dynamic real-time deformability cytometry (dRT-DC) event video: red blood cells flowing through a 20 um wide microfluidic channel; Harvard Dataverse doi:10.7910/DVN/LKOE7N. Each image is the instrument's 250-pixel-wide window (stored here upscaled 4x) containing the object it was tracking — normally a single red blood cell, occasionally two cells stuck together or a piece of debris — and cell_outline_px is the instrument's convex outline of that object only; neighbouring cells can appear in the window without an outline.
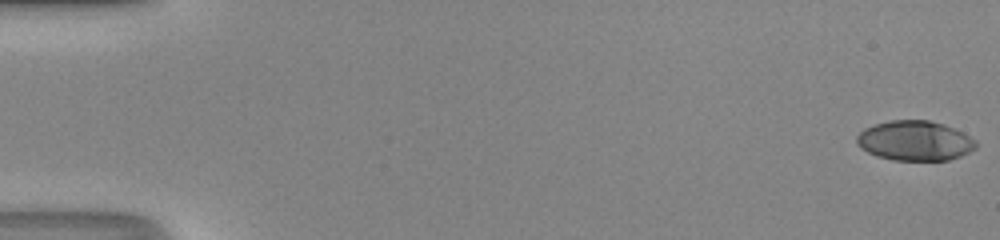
{"species": "human", "species_latin": "Homo sapiens", "temperature_condition": "room temperature", "stored_images_in_passage": 51, "camera_frame_rate_fps": 3000, "um_per_image_px": 0.085, "donor": {"sex": "male"}, "frame": {"image": 1, "passage_image": 1, "time_ms": 0.0, "image_size_px": [1000, 240], "cell_outline_px": [[976, 148], [960, 156], [948, 160], [892, 160], [876, 156], [860, 148], [856, 144], [856, 136], [864, 128], [876, 124], [892, 120], [928, 120], [944, 124], [976, 140]], "centroid_in_image_um": [77.72, 11.97], "position_along_channel_um": 7.3, "area_um2": 27.57}}
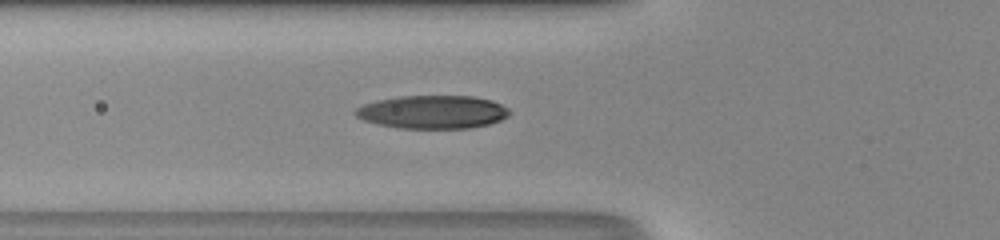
{"frame": {"image": 2, "passage_image": 20, "time_ms": 6.333, "image_size_px": [1000, 240], "cell_outline_px": [[512, 112], [508, 116], [500, 120], [488, 124], [468, 128], [400, 128], [380, 124], [364, 120], [356, 116], [352, 112], [356, 108], [364, 104], [376, 100], [400, 96], [472, 96], [492, 100], [508, 108]], "centroid_in_image_um": [36.78, 9.51], "position_along_channel_um": 89.0, "area_um2": 29.77}}
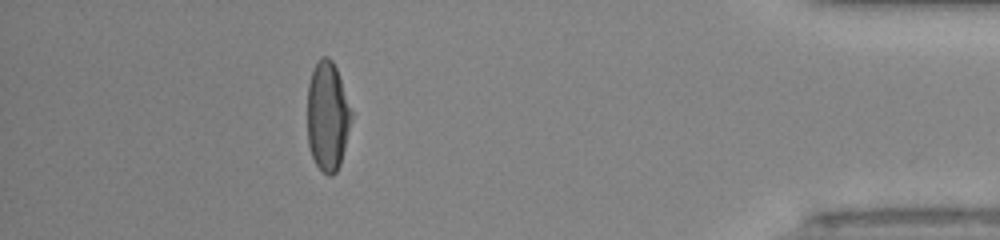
{"frame": {"image": 3, "passage_image": 46, "time_ms": 15.0, "image_size_px": [1000, 240], "cell_outline_px": [[352, 116], [340, 164], [336, 172], [332, 176], [328, 176], [316, 164], [312, 156], [308, 144], [308, 84], [312, 68], [320, 56], [328, 56], [332, 60], [336, 68], [352, 112]], "centroid_in_image_um": [27.82, 9.85], "position_along_channel_um": 407.4, "area_um2": 27.86}, "authors_computed_cell_mechanics": {"area_um2": 28.7844, "velocity_mm_per_s": 4.2243, "shape_relaxation_time_tau1_ms": 4.3589, "shape_relaxation_time_tau2_ms": 2.6899, "deformation_change_tau1": 0.2142, "deformation_change_tau2": 0.0424}}